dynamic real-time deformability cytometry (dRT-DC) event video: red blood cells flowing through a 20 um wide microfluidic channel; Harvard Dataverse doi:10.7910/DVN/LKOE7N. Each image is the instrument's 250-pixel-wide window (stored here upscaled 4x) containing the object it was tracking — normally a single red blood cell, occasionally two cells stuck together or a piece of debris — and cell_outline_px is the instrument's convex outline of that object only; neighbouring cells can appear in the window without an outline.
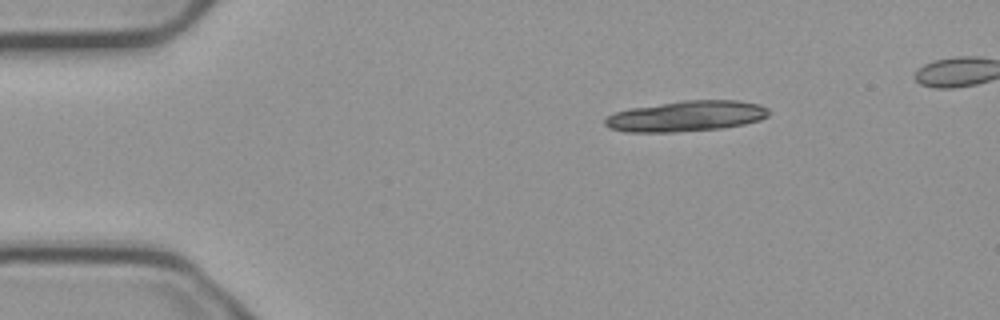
{"species": "common noctule bat (a hibernating species)", "species_latin": "Nyctalus noctula", "temperature_condition": "cold", "stored_images_in_passage": 33, "camera_frame_rate_fps": 3000, "um_per_image_px": 0.085, "animal": {"sex": "male", "body_mass_g": 23.1, "forearm_length_mm": 52.7}, "frame": {"image": 1, "passage_image": 1, "time_ms": 0.0, "image_size_px": [1000, 320], "cell_outline_px": [[768, 116], [760, 120], [744, 124], [720, 128], [672, 132], [624, 132], [608, 128], [604, 124], [604, 116], [628, 108], [684, 100], [740, 100], [760, 104], [768, 108]], "centroid_in_image_um": [58.29, 9.86], "position_along_channel_um": 26.7, "area_um2": 29.48}}